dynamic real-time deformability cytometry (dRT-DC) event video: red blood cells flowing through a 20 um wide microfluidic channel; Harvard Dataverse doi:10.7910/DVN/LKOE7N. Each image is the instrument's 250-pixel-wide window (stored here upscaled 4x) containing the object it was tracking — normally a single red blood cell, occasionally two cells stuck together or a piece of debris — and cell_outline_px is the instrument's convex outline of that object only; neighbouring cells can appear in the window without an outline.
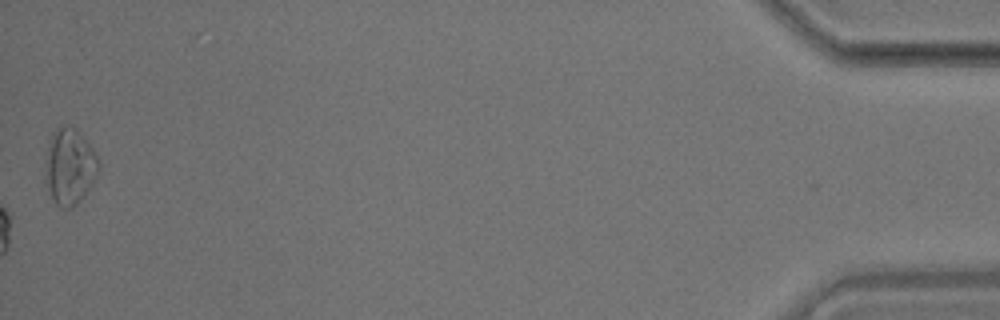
{"species": "common noctule bat (a hibernating species)", "species_latin": "Nyctalus noctula", "temperature_condition": "room temperature", "stored_images_in_passage": 57, "camera_frame_rate_fps": 3000, "um_per_image_px": 0.085, "animal": {"sex": "male", "body_mass_g": 17.9}, "frame": {"image": 1, "passage_image": 57, "time_ms": 18.667, "image_size_px": [1000, 320], "cell_outline_px": [[100, 168], [92, 184], [80, 200], [72, 208], [60, 208], [56, 204], [44, 180], [44, 160], [48, 140], [52, 132], [60, 124], [64, 124], [76, 128], [80, 132], [92, 148], [100, 164]], "centroid_in_image_um": [5.88, 14.11], "position_along_channel_um": 429.3, "area_um2": 24.16}, "authors_computed_cell_mechanics": {"area_um2": 17.629, "velocity_mm_per_s": 3.6231, "shape_relaxation_time_tau1_ms": null, "shape_relaxation_time_tau2_ms": 2.4945, "deformation_change_tau1": null, "deformation_change_tau2": 0.0742}}